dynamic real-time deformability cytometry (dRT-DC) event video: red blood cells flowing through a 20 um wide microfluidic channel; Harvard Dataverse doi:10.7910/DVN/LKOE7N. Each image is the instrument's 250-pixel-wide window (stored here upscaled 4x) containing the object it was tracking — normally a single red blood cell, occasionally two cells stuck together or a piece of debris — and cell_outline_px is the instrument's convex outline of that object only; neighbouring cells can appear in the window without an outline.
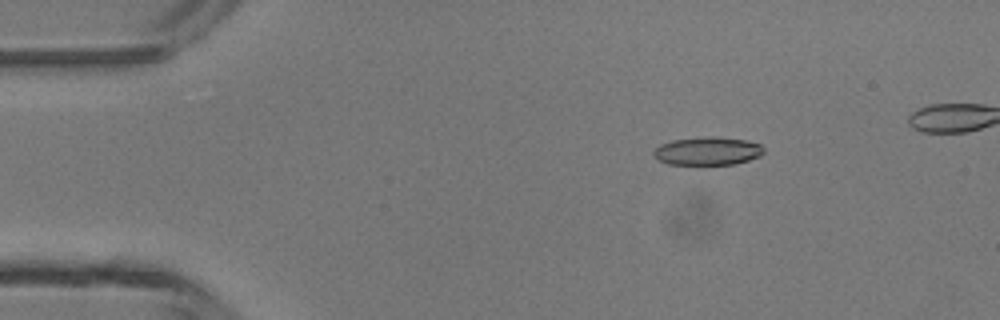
{"species": "common noctule bat (a hibernating species)", "species_latin": "Nyctalus noctula", "temperature_condition": "room temperature", "stored_images_in_passage": 44, "camera_frame_rate_fps": 3000, "um_per_image_px": 0.085, "animal": {"sex": "male", "body_mass_g": 13.3}, "frame": {"image": 1, "passage_image": 8, "time_ms": 2.333, "image_size_px": [1000, 320], "cell_outline_px": [[764, 152], [760, 156], [736, 164], [668, 164], [660, 160], [652, 152], [660, 144], [672, 140], [708, 136], [716, 136], [748, 140], [760, 144], [764, 148]], "centroid_in_image_um": [60.18, 12.82], "position_along_channel_um": 24.8, "area_um2": 18.09}}
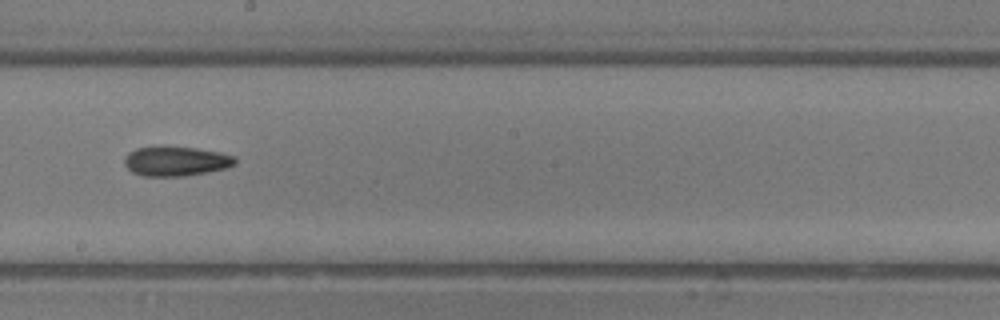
{"frame": {"image": 2, "passage_image": 27, "time_ms": 8.667, "image_size_px": [1000, 320], "cell_outline_px": [[236, 164], [228, 168], [208, 172], [184, 176], [144, 176], [132, 172], [124, 164], [124, 156], [128, 152], [136, 148], [160, 144], [196, 148], [220, 152], [236, 156]], "centroid_in_image_um": [14.94, 13.67], "position_along_channel_um": 233.3, "area_um2": 19.77}}
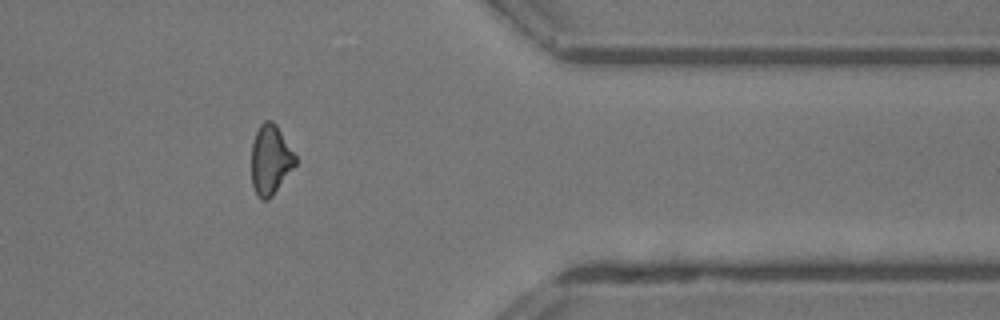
{"frame": {"image": 3, "passage_image": 39, "time_ms": 12.667, "image_size_px": [1000, 320], "cell_outline_px": [[296, 164], [272, 196], [268, 200], [260, 200], [256, 196], [252, 184], [252, 144], [256, 132], [260, 124], [264, 120], [272, 120], [276, 124], [296, 156]], "centroid_in_image_um": [22.97, 13.59], "position_along_channel_um": 388.4, "area_um2": 17.8}}